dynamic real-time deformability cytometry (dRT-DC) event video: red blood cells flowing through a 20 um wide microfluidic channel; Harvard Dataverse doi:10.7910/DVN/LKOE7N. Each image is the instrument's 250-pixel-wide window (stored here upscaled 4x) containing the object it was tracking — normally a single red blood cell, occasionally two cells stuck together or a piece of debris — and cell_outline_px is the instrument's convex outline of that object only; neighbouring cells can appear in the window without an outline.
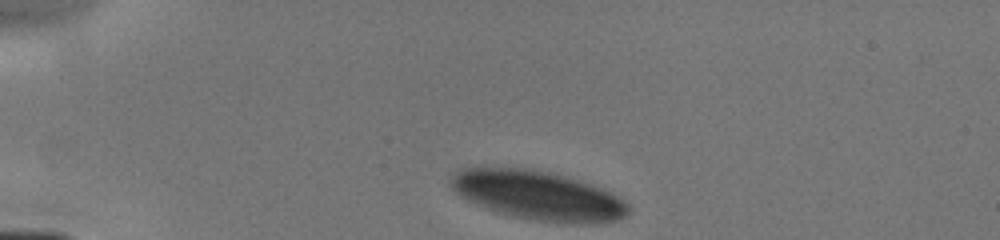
{"species": "human", "species_latin": "Homo sapiens", "temperature_condition": "cold", "stored_images_in_passage": 18, "camera_frame_rate_fps": 3000, "um_per_image_px": 0.085, "donor": {"sex": "male"}, "frame": {"image": 1, "passage_image": 1, "time_ms": 0.0, "image_size_px": [1000, 240], "cell_outline_px": [[628, 212], [624, 216], [616, 220], [592, 224], [568, 224], [536, 220], [496, 212], [484, 208], [460, 196], [452, 188], [448, 180], [460, 168], [532, 168], [564, 176], [592, 184], [612, 192], [624, 200], [628, 204]], "centroid_in_image_um": [45.74, 16.61], "position_along_channel_um": 39.3, "area_um2": 50.86}}
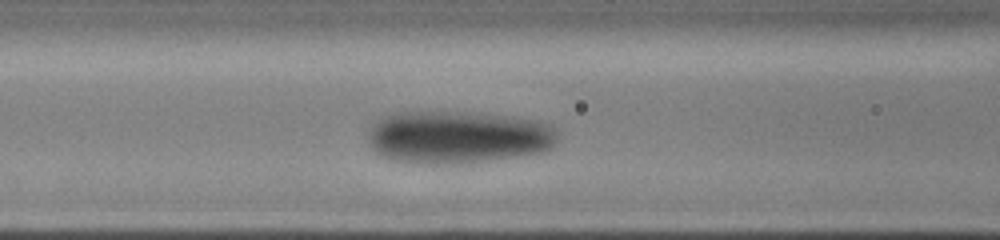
{"frame": {"image": 2, "passage_image": 13, "time_ms": 3.333, "image_size_px": [1000, 240], "cell_outline_px": [[560, 132], [556, 140], [544, 152], [488, 160], [444, 164], [420, 164], [392, 160], [380, 156], [368, 144], [368, 132], [372, 124], [376, 120], [396, 112], [444, 112], [504, 116], [536, 120], [548, 124], [556, 128]], "centroid_in_image_um": [38.86, 11.67], "position_along_channel_um": 127.7, "area_um2": 57.97}}
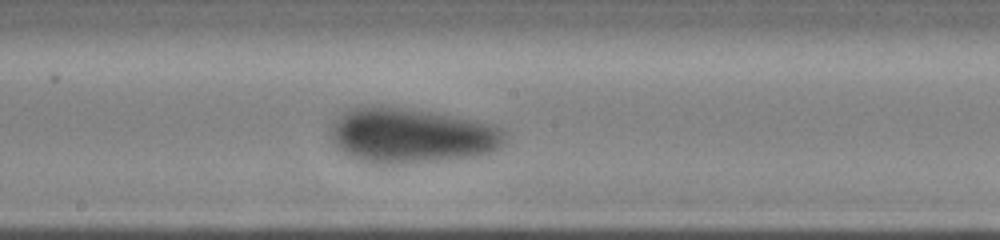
{"frame": {"image": 3, "passage_image": 18, "time_ms": 5.333, "image_size_px": [1000, 240], "cell_outline_px": [[508, 132], [504, 144], [500, 148], [492, 152], [476, 156], [444, 160], [404, 164], [376, 164], [360, 160], [348, 156], [332, 140], [328, 128], [332, 120], [344, 112], [360, 104], [404, 108], [432, 112], [496, 124]], "centroid_in_image_um": [34.98, 11.52], "position_along_channel_um": 213.2, "area_um2": 56.88}}